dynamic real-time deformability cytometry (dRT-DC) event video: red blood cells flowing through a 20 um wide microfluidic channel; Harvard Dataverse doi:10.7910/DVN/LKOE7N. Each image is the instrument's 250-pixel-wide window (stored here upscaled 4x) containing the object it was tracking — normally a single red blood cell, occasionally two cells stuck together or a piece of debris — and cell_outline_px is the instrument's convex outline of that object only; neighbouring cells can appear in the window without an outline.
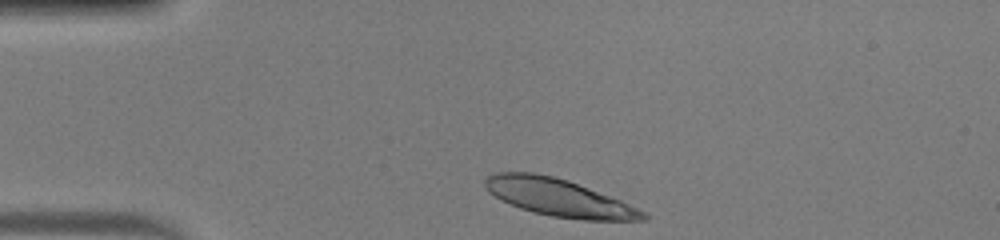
{"species": "human", "species_latin": "Homo sapiens", "temperature_condition": "warm", "stored_images_in_passage": 32, "camera_frame_rate_fps": 3000, "um_per_image_px": 0.085, "donor": {"sex": "male"}, "frame": {"image": 1, "passage_image": 1, "time_ms": 0.0, "image_size_px": [1000, 240], "cell_outline_px": [[648, 220], [584, 220], [552, 216], [532, 212], [520, 208], [500, 200], [488, 192], [484, 184], [484, 180], [488, 176], [496, 172], [532, 172], [552, 176], [568, 180], [620, 200], [644, 212], [648, 216]], "centroid_in_image_um": [47.45, 16.79], "position_along_channel_um": 37.6, "area_um2": 34.22}}
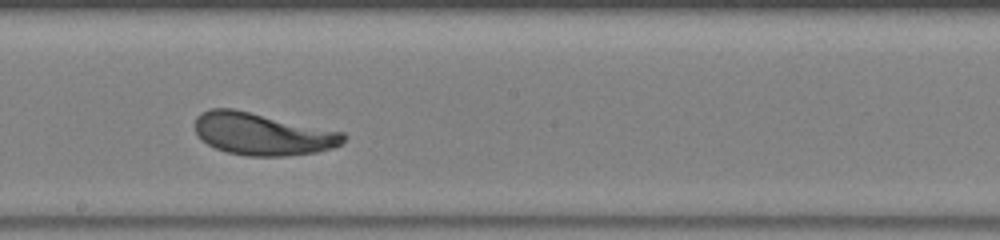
{"frame": {"image": 2, "passage_image": 18, "time_ms": 5.667, "image_size_px": [1000, 240], "cell_outline_px": [[348, 136], [340, 144], [332, 148], [316, 152], [284, 156], [248, 156], [228, 152], [216, 148], [208, 144], [196, 132], [196, 116], [200, 112], [212, 108], [232, 108], [344, 132]], "centroid_in_image_um": [22.32, 11.38], "position_along_channel_um": 225.9, "area_um2": 36.3}}
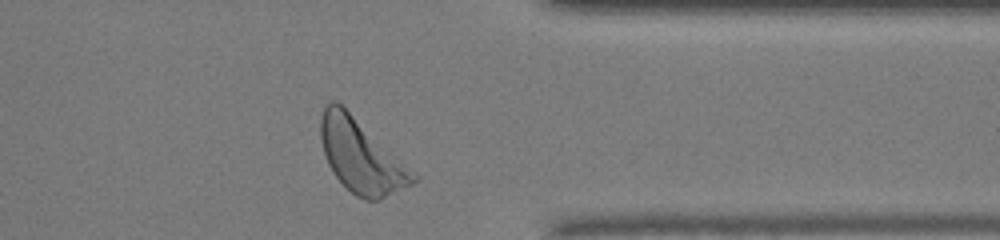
{"frame": {"image": 3, "passage_image": 30, "time_ms": 9.667, "image_size_px": [1000, 240], "cell_outline_px": [[420, 176], [412, 184], [380, 200], [364, 200], [356, 196], [332, 172], [328, 164], [320, 140], [320, 120], [324, 108], [332, 100], [336, 100]], "centroid_in_image_um": [30.7, 13.29], "position_along_channel_um": 380.7, "area_um2": 38.96}, "authors_computed_cell_mechanics": {"area_um2": 36.2984, "velocity_mm_per_s": 4.0788, "shape_relaxation_time_tau1_ms": 3.7354, "shape_relaxation_time_tau2_ms": 4.5949, "deformation_change_tau1": 0.1873, "deformation_change_tau2": 0.1331}}